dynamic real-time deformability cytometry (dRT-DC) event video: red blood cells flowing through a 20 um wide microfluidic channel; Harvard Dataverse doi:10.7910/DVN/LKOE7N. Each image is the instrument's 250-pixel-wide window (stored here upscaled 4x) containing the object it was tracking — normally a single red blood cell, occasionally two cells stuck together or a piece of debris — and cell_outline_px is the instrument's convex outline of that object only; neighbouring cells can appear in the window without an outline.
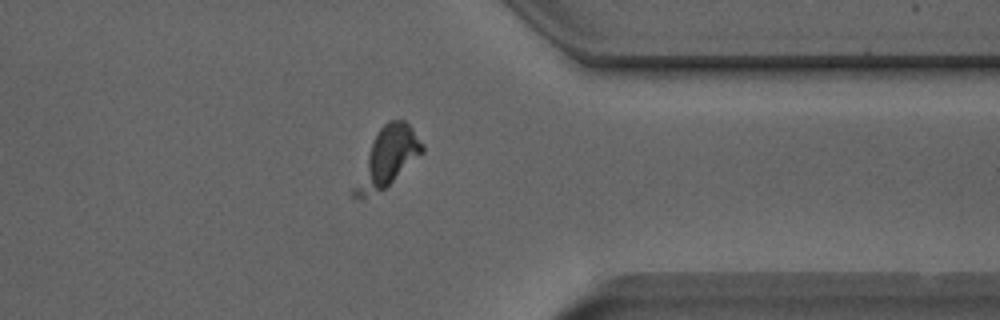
{"species": "Egyptian fruit bat (a non-hibernating species)", "species_latin": "Rousettus aegyptiacus", "temperature_condition": "room temperature", "stored_images_in_passage": 46, "camera_frame_rate_fps": 3000, "um_per_image_px": 0.085, "animal": {"sex": "male"}, "frame": {"image": 1, "passage_image": 35, "time_ms": 11.333, "image_size_px": [1000, 320], "cell_outline_px": [[424, 152], [384, 188], [360, 200], [356, 200], [352, 196], [352, 188], [372, 140], [380, 128], [388, 120], [404, 120], [412, 128], [424, 144]], "centroid_in_image_um": [32.91, 13.4], "position_along_channel_um": 378.5, "area_um2": 22.83}}
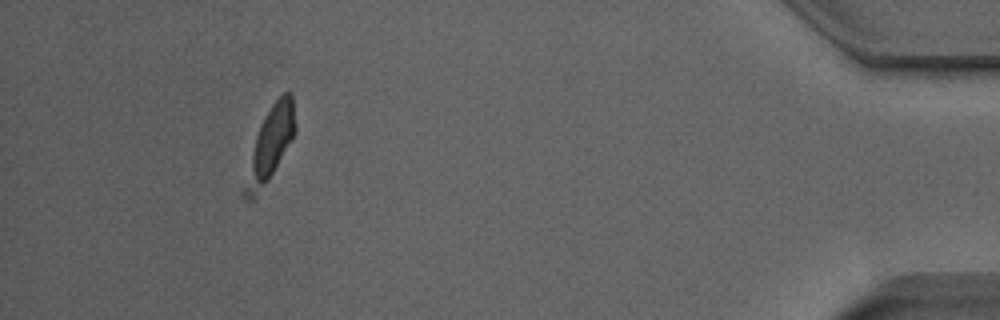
{"frame": {"image": 2, "passage_image": 42, "time_ms": 13.667, "image_size_px": [1000, 320], "cell_outline_px": [[296, 132], [268, 180], [256, 196], [252, 200], [244, 200], [240, 192], [256, 136], [264, 116], [272, 104], [284, 92], [292, 92], [296, 128]], "centroid_in_image_um": [22.92, 12.32], "position_along_channel_um": 412.3, "area_um2": 21.21}}